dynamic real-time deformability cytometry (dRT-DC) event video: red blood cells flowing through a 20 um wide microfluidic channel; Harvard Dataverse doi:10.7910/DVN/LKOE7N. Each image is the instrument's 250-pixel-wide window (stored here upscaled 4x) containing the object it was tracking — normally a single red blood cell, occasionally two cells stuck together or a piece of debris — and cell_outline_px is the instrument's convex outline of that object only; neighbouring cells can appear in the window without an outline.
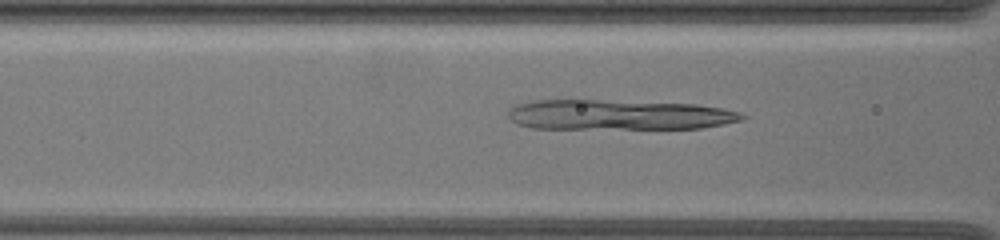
{"species": "common noctule bat (a hibernating species)", "species_latin": "Nyctalus noctula", "temperature_condition": "warm", "stored_images_in_passage": 40, "camera_frame_rate_fps": 3000, "um_per_image_px": 0.085, "animal": {"sex": "female", "body_mass_g": 19.5, "forearm_length_mm": 54.1}, "frame": {"image": 1, "passage_image": 12, "time_ms": 3.667, "image_size_px": [1000, 240], "cell_outline_px": [[748, 116], [740, 120], [724, 124], [700, 128], [532, 128], [516, 124], [508, 116], [508, 108], [516, 104], [532, 100], [576, 96], [696, 104], [720, 108], [740, 112]], "centroid_in_image_um": [52.46, 9.69], "position_along_channel_um": 114.1, "area_um2": 43.0}}
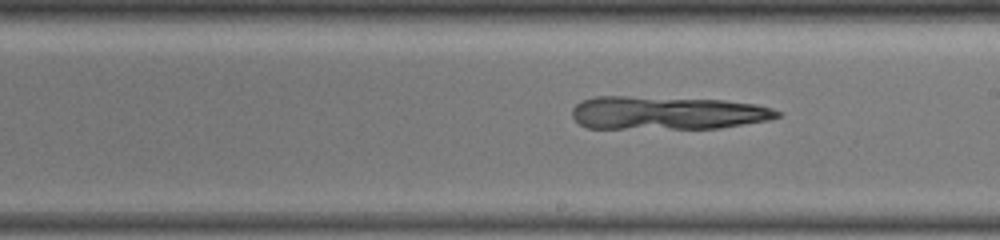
{"frame": {"image": 2, "passage_image": 22, "time_ms": 7.0, "image_size_px": [1000, 240], "cell_outline_px": [[784, 112], [780, 116], [768, 120], [720, 128], [588, 128], [580, 124], [572, 116], [572, 108], [580, 100], [596, 96], [624, 96], [724, 100], [756, 104], [772, 108]], "centroid_in_image_um": [56.71, 9.59], "position_along_channel_um": 232.3, "area_um2": 39.88}}
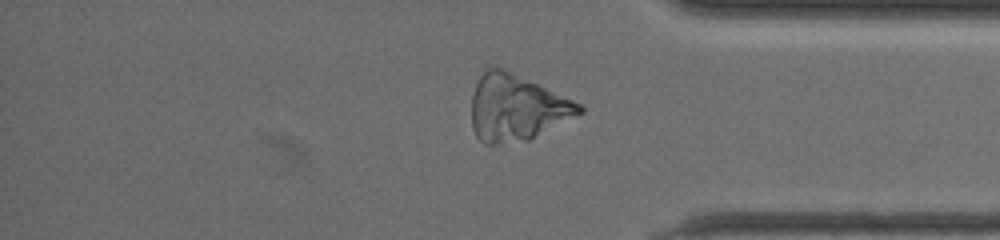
{"frame": {"image": 3, "passage_image": 36, "time_ms": 11.667, "image_size_px": [1000, 240], "cell_outline_px": [[584, 112], [528, 140], [496, 144], [484, 144], [476, 136], [472, 128], [472, 96], [476, 84], [480, 76], [488, 68], [504, 68], [572, 100], [580, 104], [584, 108]], "centroid_in_image_um": [43.88, 9.17], "position_along_channel_um": 391.3, "area_um2": 41.04}}